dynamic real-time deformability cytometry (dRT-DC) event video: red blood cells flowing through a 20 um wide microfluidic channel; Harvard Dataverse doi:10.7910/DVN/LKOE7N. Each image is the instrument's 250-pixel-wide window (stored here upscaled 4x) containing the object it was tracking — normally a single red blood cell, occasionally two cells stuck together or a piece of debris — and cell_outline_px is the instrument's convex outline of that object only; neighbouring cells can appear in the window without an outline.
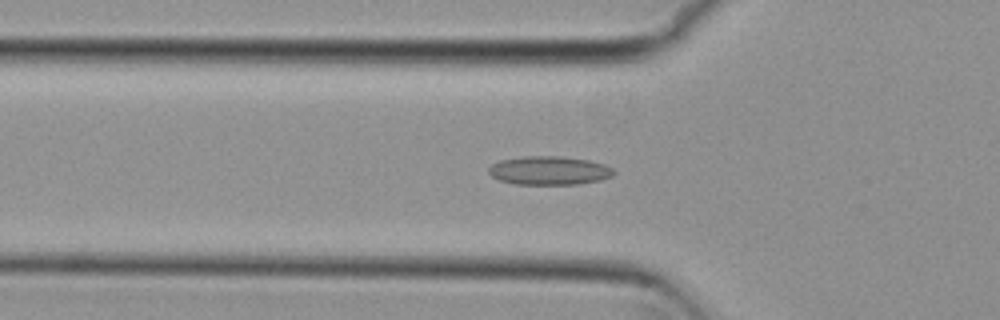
{"species": "common noctule bat (a hibernating species)", "species_latin": "Nyctalus noctula", "temperature_condition": "cold", "stored_images_in_passage": 52, "camera_frame_rate_fps": 3000, "um_per_image_px": 0.085, "animal": {"sex": "female", "body_mass_g": 29.2, "forearm_length_mm": 56.3}, "frame": {"image": 1, "passage_image": 19, "time_ms": 6.0, "image_size_px": [1000, 320], "cell_outline_px": [[616, 172], [612, 176], [600, 180], [576, 184], [516, 184], [500, 180], [492, 176], [488, 172], [488, 168], [492, 164], [500, 160], [524, 156], [560, 156], [588, 160], [604, 164], [612, 168]], "centroid_in_image_um": [46.68, 14.49], "position_along_channel_um": 79.1, "area_um2": 20.81}}
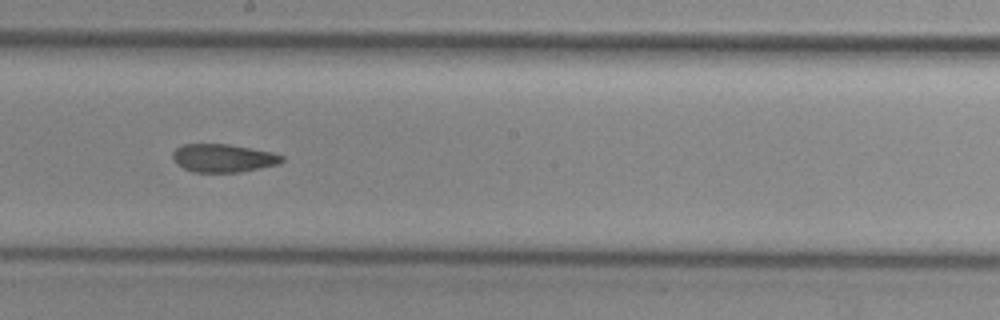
{"frame": {"image": 2, "passage_image": 31, "time_ms": 10.0, "image_size_px": [1000, 320], "cell_outline_px": [[284, 160], [280, 164], [240, 172], [192, 172], [176, 164], [172, 156], [172, 152], [176, 148], [184, 144], [228, 144], [272, 152], [284, 156]], "centroid_in_image_um": [18.97, 13.44], "position_along_channel_um": 229.2, "area_um2": 17.98}}
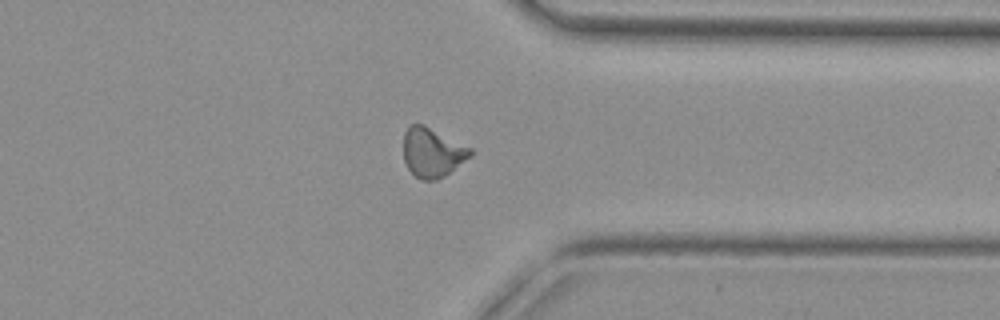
{"frame": {"image": 3, "passage_image": 43, "time_ms": 14.0, "image_size_px": [1000, 320], "cell_outline_px": [[472, 156], [444, 176], [436, 180], [420, 180], [408, 168], [404, 160], [404, 132], [408, 124], [424, 124], [472, 148]], "centroid_in_image_um": [36.75, 12.94], "position_along_channel_um": 374.7, "area_um2": 19.31}}